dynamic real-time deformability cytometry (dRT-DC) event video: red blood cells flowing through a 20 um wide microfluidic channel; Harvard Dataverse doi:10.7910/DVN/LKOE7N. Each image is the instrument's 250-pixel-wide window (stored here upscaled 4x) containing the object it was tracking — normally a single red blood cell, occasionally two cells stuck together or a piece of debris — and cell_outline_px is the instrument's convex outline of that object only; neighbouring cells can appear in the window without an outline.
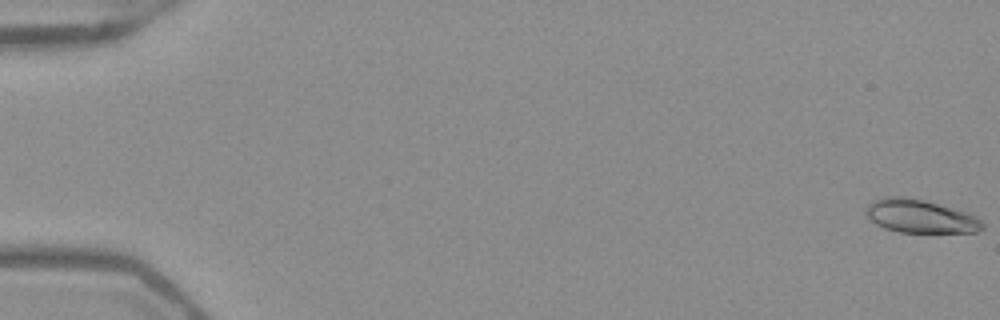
{"species": "Egyptian fruit bat (a non-hibernating species)", "species_latin": "Rousettus aegyptiacus", "temperature_condition": "warm", "stored_images_in_passage": 53, "camera_frame_rate_fps": 3000, "um_per_image_px": 0.085, "frame": {"image": 1, "passage_image": 1, "time_ms": 0.0, "image_size_px": [1000, 320], "cell_outline_px": [[984, 228], [980, 232], [900, 232], [884, 228], [876, 224], [864, 212], [864, 208], [872, 200], [880, 196], [908, 196], [924, 200], [964, 212], [976, 216], [984, 224]], "centroid_in_image_um": [78.17, 18.37], "position_along_channel_um": 6.8, "area_um2": 22.72}}
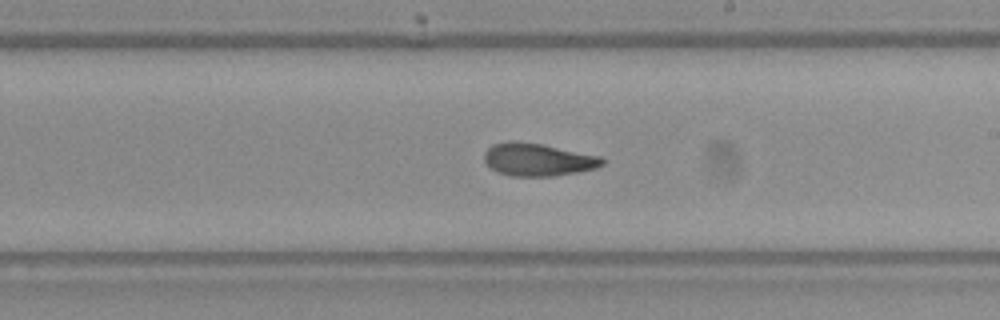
{"frame": {"image": 2, "passage_image": 32, "time_ms": 10.333, "image_size_px": [1000, 320], "cell_outline_px": [[604, 164], [596, 168], [576, 172], [552, 176], [512, 176], [496, 172], [484, 160], [484, 152], [492, 144], [508, 140], [512, 140], [544, 144], [600, 156], [604, 160]], "centroid_in_image_um": [45.7, 13.55], "position_along_channel_um": 243.3, "area_um2": 22.6}}
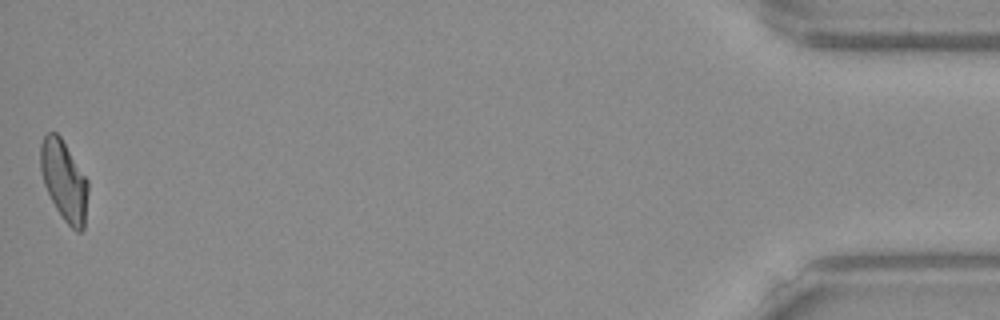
{"frame": {"image": 3, "passage_image": 53, "time_ms": 17.333, "image_size_px": [1000, 320], "cell_outline_px": [[88, 192], [84, 228], [80, 232], [76, 232], [64, 220], [56, 208], [44, 184], [40, 168], [40, 144], [44, 136], [48, 132], [56, 132], [60, 136], [88, 180]], "centroid_in_image_um": [5.45, 15.35], "position_along_channel_um": 429.8, "area_um2": 22.08}, "authors_computed_cell_mechanics": {"area_um2": 22.3108, "velocity_mm_per_s": 3.9531, "shape_relaxation_time_tau1_ms": null, "shape_relaxation_time_tau2_ms": 3.2425, "deformation_change_tau1": null, "deformation_change_tau2": 0.0945}}